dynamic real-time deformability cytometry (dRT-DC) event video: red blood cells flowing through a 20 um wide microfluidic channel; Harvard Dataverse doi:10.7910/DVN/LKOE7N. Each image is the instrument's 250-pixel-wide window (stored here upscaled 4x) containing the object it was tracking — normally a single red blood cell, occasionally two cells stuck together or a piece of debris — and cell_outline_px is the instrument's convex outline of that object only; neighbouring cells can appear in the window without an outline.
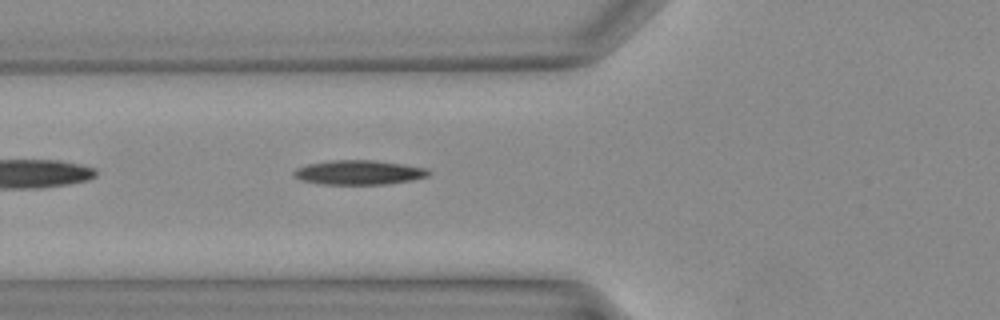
{"species": "Egyptian fruit bat (a non-hibernating species)", "species_latin": "Rousettus aegyptiacus", "temperature_condition": "warm", "stored_images_in_passage": 28, "camera_frame_rate_fps": 3000, "um_per_image_px": 0.085, "animal": {"sex": "female"}, "frame": {"image": 1, "passage_image": 5, "time_ms": 1.333, "image_size_px": [1000, 320], "cell_outline_px": [[432, 172], [428, 176], [412, 180], [384, 184], [324, 184], [300, 180], [292, 176], [292, 172], [296, 168], [308, 164], [332, 160], [372, 160], [404, 164], [428, 168]], "centroid_in_image_um": [30.51, 14.65], "position_along_channel_um": 95.3, "area_um2": 19.25}}
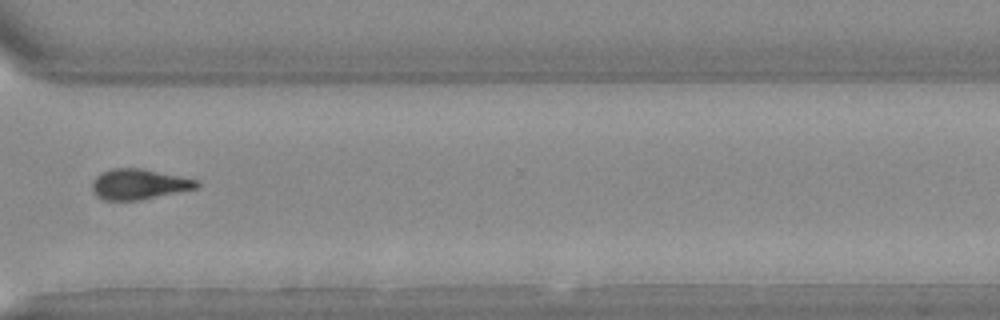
{"frame": {"image": 2, "passage_image": 20, "time_ms": 6.333, "image_size_px": [1000, 320], "cell_outline_px": [[200, 188], [136, 200], [104, 200], [96, 196], [92, 188], [92, 184], [96, 176], [100, 172], [112, 168], [140, 168], [196, 180], [200, 184]], "centroid_in_image_um": [11.78, 15.66], "position_along_channel_um": 358.8, "area_um2": 18.32}}